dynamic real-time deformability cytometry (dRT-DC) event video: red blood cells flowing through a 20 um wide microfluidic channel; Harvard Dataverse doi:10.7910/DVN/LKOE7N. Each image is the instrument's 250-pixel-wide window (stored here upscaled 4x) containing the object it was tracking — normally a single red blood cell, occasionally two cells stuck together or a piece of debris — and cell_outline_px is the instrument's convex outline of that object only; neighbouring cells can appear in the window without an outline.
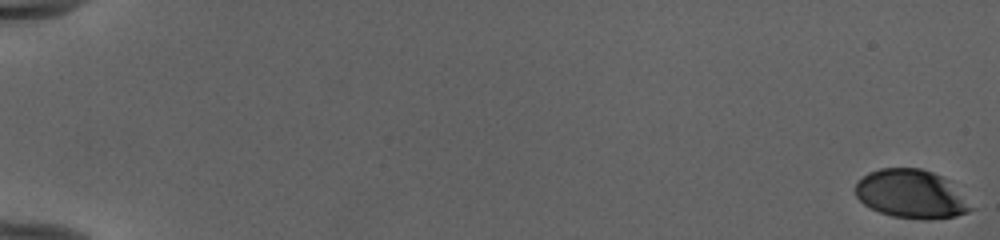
{"species": "human", "species_latin": "Homo sapiens", "temperature_condition": "cold", "stored_images_in_passage": 54, "camera_frame_rate_fps": 3000, "um_per_image_px": 0.085, "donor": {"sex": "female"}, "frame": {"image": 1, "passage_image": 1, "time_ms": 0.0, "image_size_px": [1000, 240], "cell_outline_px": [[976, 208], [968, 212], [956, 216], [892, 216], [880, 212], [864, 204], [856, 196], [856, 184], [868, 172], [880, 168], [920, 168], [932, 172], [948, 180]], "centroid_in_image_um": [77.45, 16.44], "position_along_channel_um": 7.6, "area_um2": 31.67}}
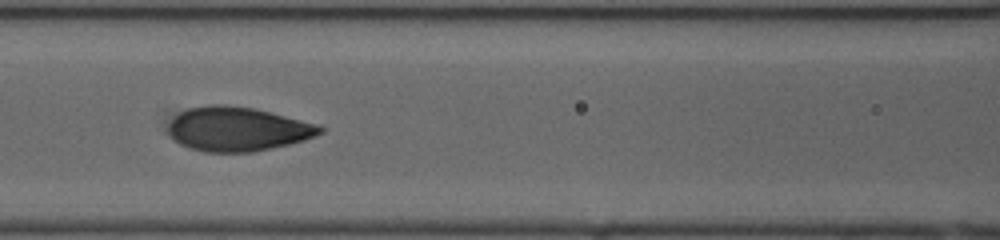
{"frame": {"image": 2, "passage_image": 27, "time_ms": 8.667, "image_size_px": [1000, 240], "cell_outline_px": [[324, 132], [316, 136], [304, 140], [288, 144], [252, 152], [204, 152], [188, 148], [172, 140], [168, 132], [168, 124], [180, 112], [188, 108], [208, 104], [224, 104], [252, 108], [320, 124], [324, 128]], "centroid_in_image_um": [20.18, 10.97], "position_along_channel_um": 146.4, "area_um2": 39.25}}
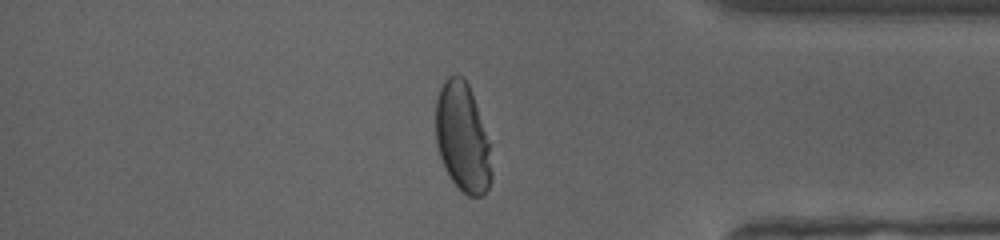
{"frame": {"image": 3, "passage_image": 47, "time_ms": 15.333, "image_size_px": [1000, 240], "cell_outline_px": [[492, 180], [488, 188], [480, 196], [468, 196], [452, 180], [440, 156], [436, 144], [436, 100], [440, 88], [444, 80], [448, 76], [456, 72], [464, 76], [472, 92], [488, 144], [492, 172]], "centroid_in_image_um": [39.3, 11.64], "position_along_channel_um": 395.9, "area_um2": 35.03}, "authors_computed_cell_mechanics": {"area_um2": 37.4255, "velocity_mm_per_s": 3.9796, "shape_relaxation_time_tau1_ms": 6.8111, "shape_relaxation_time_tau2_ms": null, "deformation_change_tau1": 0.2432, "deformation_change_tau2": null}}